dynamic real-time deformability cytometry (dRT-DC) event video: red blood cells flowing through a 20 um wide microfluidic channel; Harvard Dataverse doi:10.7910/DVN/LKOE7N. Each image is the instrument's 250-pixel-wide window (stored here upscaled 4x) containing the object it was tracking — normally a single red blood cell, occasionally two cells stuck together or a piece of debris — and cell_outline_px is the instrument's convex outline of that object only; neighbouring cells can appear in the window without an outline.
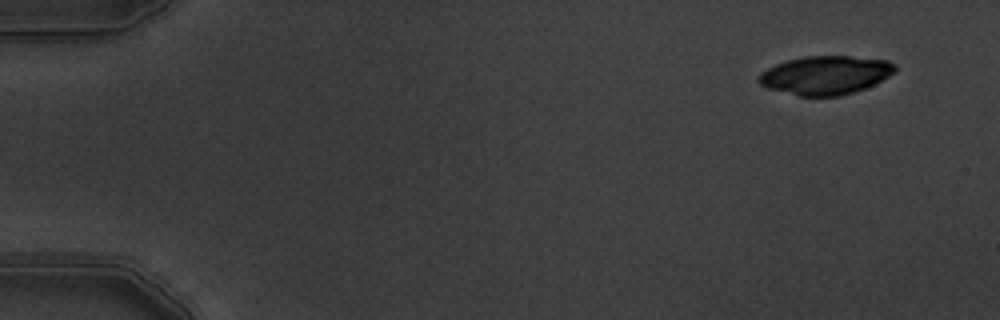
{"species": "common noctule bat (a hibernating species)", "species_latin": "Nyctalus noctula", "temperature_condition": "warm", "stored_images_in_passage": 4, "camera_frame_rate_fps": 3000, "um_per_image_px": 0.085, "animal": {"sex": "male", "body_mass_g": 19.5, "forearm_length_mm": 54.6}, "frame": {"image": 1, "passage_image": 1, "time_ms": 0.0, "image_size_px": [1000, 320], "cell_outline_px": [[896, 72], [864, 88], [840, 96], [800, 96], [768, 88], [760, 84], [756, 80], [756, 76], [760, 72], [776, 64], [788, 60], [804, 56], [848, 56], [888, 60], [896, 64]], "centroid_in_image_um": [70.14, 6.38], "position_along_channel_um": 14.9, "area_um2": 30.58}}